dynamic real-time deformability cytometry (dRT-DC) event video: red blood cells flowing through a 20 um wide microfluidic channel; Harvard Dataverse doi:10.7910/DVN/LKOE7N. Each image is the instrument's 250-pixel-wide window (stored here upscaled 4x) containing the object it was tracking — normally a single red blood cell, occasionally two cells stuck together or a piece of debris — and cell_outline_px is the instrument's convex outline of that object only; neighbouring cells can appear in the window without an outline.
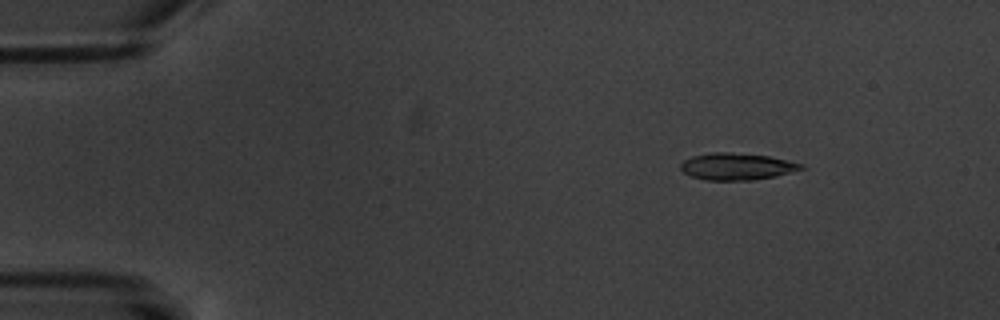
{"species": "common noctule bat (a hibernating species)", "species_latin": "Nyctalus noctula", "temperature_condition": "warm", "stored_images_in_passage": 5, "camera_frame_rate_fps": 3000, "um_per_image_px": 0.085, "animal": {"sex": "male", "body_mass_g": 20.1, "forearm_length_mm": 53.5}, "frame": {"image": 1, "passage_image": 2, "time_ms": 1.333, "image_size_px": [1000, 320], "cell_outline_px": [[804, 168], [776, 176], [756, 180], [708, 180], [692, 176], [684, 172], [680, 168], [680, 164], [684, 160], [692, 156], [712, 152], [728, 152], [768, 156], [788, 160], [804, 164]], "centroid_in_image_um": [62.63, 14.15], "position_along_channel_um": 22.4, "area_um2": 18.79}}
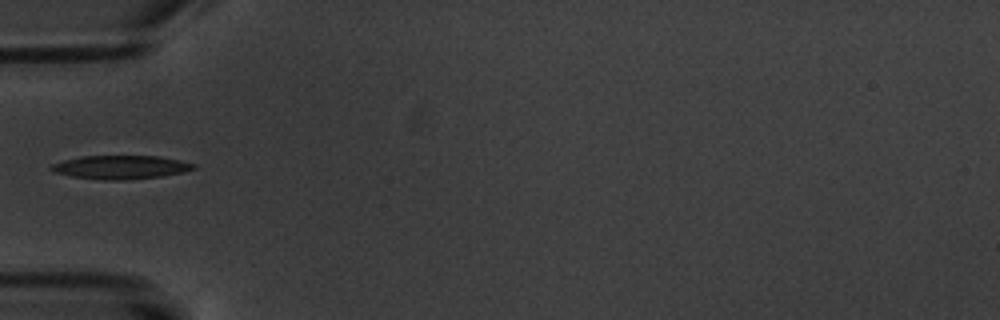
{"frame": {"image": 2, "passage_image": 5, "time_ms": 5.333, "image_size_px": [1000, 320], "cell_outline_px": [[196, 168], [184, 172], [160, 176], [128, 180], [104, 180], [72, 176], [56, 172], [48, 168], [52, 164], [64, 160], [80, 156], [160, 156], [180, 160], [196, 164]], "centroid_in_image_um": [10.28, 14.21], "position_along_channel_um": 74.7, "area_um2": 19.54}}